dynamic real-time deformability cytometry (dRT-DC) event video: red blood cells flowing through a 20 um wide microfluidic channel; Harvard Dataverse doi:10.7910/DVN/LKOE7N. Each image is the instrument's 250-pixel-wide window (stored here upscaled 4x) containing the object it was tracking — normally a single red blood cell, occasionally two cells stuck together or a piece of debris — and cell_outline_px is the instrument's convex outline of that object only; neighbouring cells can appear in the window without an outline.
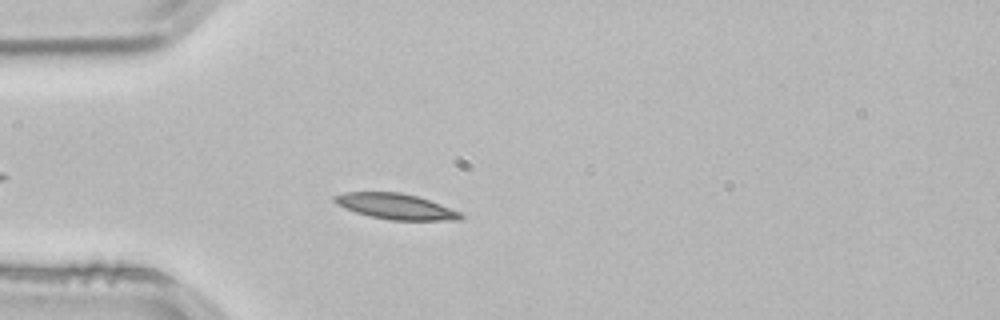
{"species": "common noctule bat (a hibernating species)", "species_latin": "Nyctalus noctula", "temperature_condition": "room temperature", "stored_images_in_passage": 39, "camera_frame_rate_fps": 3000, "um_per_image_px": 0.085, "animal": {"sex": "male", "body_mass_g": 21.5, "forearm_length_mm": 52.0}, "frame": {"image": 1, "passage_image": 1, "time_ms": 0.0, "image_size_px": [1000, 320], "cell_outline_px": [[464, 216], [460, 220], [392, 220], [372, 216], [356, 212], [344, 208], [336, 204], [332, 200], [332, 196], [344, 192], [400, 192], [416, 196], [464, 212]], "centroid_in_image_um": [33.65, 17.54], "position_along_channel_um": 51.4, "area_um2": 18.9}}
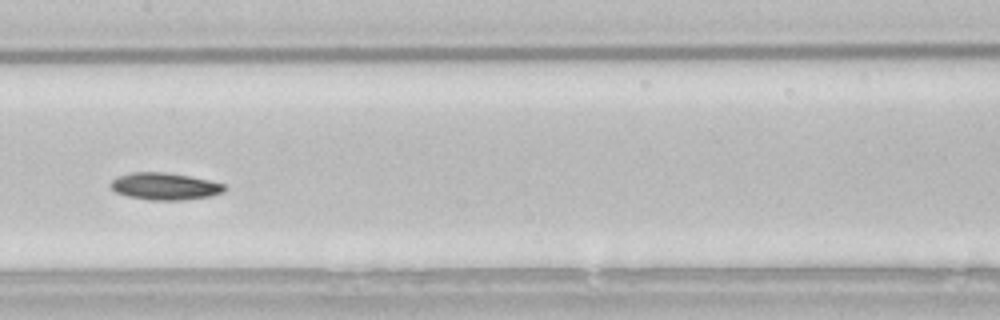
{"frame": {"image": 2, "passage_image": 13, "time_ms": 4.0, "image_size_px": [1000, 320], "cell_outline_px": [[228, 188], [224, 192], [208, 196], [184, 200], [148, 200], [128, 196], [116, 192], [108, 184], [116, 176], [132, 172], [168, 172], [208, 180], [224, 184]], "centroid_in_image_um": [13.99, 15.83], "position_along_channel_um": 193.4, "area_um2": 18.03}}
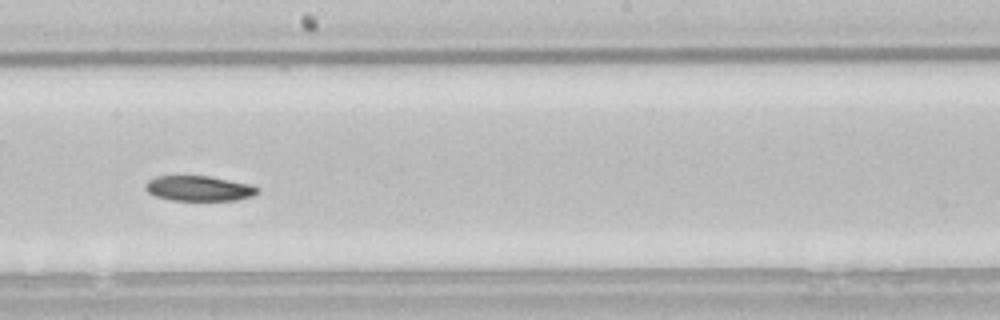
{"frame": {"image": 3, "passage_image": 16, "time_ms": 5.0, "image_size_px": [1000, 320], "cell_outline_px": [[260, 192], [252, 196], [236, 200], [172, 200], [156, 196], [148, 192], [144, 188], [144, 184], [148, 180], [156, 176], [208, 176], [248, 184], [260, 188]], "centroid_in_image_um": [16.89, 16.01], "position_along_channel_um": 231.3, "area_um2": 16.36}, "authors_computed_cell_mechanics": {"area_um2": 17.7446, "velocity_mm_per_s": 3.8113, "shape_relaxation_time_tau1_ms": 3.8577, "shape_relaxation_time_tau2_ms": null, "deformation_change_tau1": 0.0925, "deformation_change_tau2": null}}